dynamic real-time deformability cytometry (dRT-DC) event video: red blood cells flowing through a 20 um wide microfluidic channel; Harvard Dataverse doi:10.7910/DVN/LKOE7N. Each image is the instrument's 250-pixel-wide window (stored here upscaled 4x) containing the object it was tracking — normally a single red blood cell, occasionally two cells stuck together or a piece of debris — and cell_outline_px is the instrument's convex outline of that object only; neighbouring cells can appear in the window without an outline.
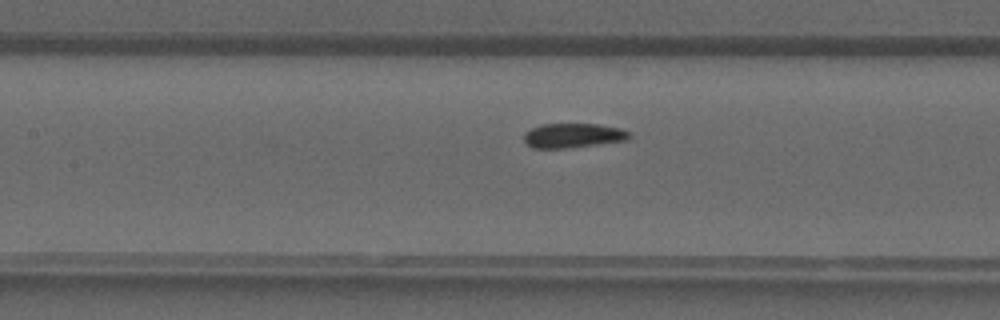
{"species": "common noctule bat (a hibernating species)", "species_latin": "Nyctalus noctula", "temperature_condition": "warm", "stored_images_in_passage": 12, "camera_frame_rate_fps": 3000, "um_per_image_px": 0.085, "animal": {"sex": "male", "forearm_length_mm": 52.5}, "frame": {"image": 1, "passage_image": 10, "time_ms": 3.0, "image_size_px": [1000, 320], "cell_outline_px": [[632, 136], [628, 140], [568, 148], [532, 148], [524, 140], [524, 132], [540, 124], [600, 124], [620, 128], [632, 132]], "centroid_in_image_um": [48.75, 11.51], "position_along_channel_um": 158.7, "area_um2": 15.2}}